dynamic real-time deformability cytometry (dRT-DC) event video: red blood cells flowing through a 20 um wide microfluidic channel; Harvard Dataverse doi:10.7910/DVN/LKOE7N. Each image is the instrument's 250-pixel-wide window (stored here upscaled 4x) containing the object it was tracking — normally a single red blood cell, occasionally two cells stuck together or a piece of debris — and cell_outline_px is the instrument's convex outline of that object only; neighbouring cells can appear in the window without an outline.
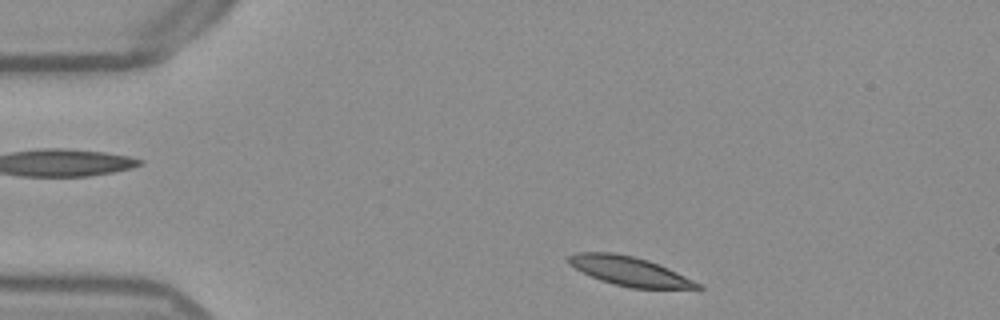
{"species": "Egyptian fruit bat (a non-hibernating species)", "species_latin": "Rousettus aegyptiacus", "temperature_condition": "warm", "stored_images_in_passage": 44, "camera_frame_rate_fps": 3000, "um_per_image_px": 0.085, "frame": {"image": 1, "passage_image": 1, "time_ms": 0.0, "image_size_px": [1000, 320], "cell_outline_px": [[704, 288], [632, 288], [600, 280], [568, 264], [568, 256], [576, 252], [612, 252], [632, 256], [648, 260], [668, 268], [704, 284]], "centroid_in_image_um": [53.54, 23.04], "position_along_channel_um": 31.5, "area_um2": 21.68}}
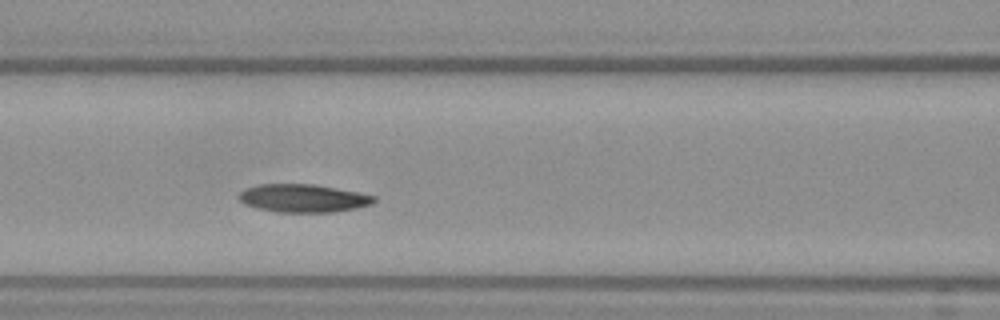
{"frame": {"image": 2, "passage_image": 14, "time_ms": 4.333, "image_size_px": [1000, 320], "cell_outline_px": [[376, 200], [372, 204], [356, 208], [332, 212], [276, 212], [256, 208], [244, 204], [236, 196], [244, 188], [260, 184], [312, 184], [356, 192], [376, 196]], "centroid_in_image_um": [25.72, 16.85], "position_along_channel_um": 140.9, "area_um2": 22.08}}
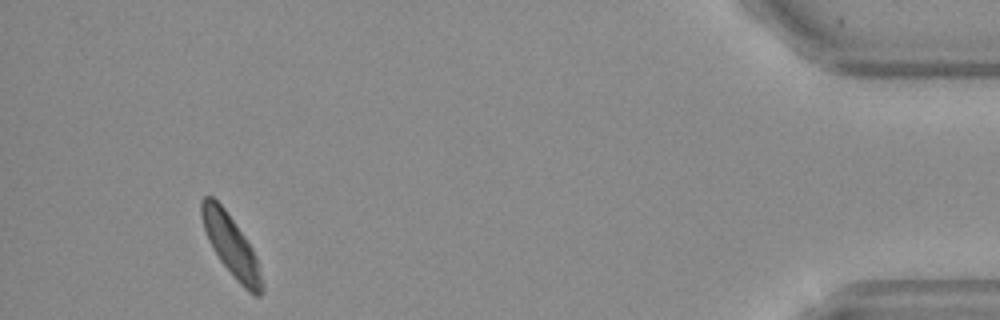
{"frame": {"image": 3, "passage_image": 41, "time_ms": 13.333, "image_size_px": [1000, 320], "cell_outline_px": [[264, 288], [260, 296], [252, 296], [240, 284], [220, 260], [212, 248], [208, 240], [200, 216], [200, 200], [204, 196], [212, 196], [224, 208], [244, 236], [252, 248], [256, 256], [264, 284]], "centroid_in_image_um": [19.64, 20.9], "position_along_channel_um": 415.6, "area_um2": 21.39}}